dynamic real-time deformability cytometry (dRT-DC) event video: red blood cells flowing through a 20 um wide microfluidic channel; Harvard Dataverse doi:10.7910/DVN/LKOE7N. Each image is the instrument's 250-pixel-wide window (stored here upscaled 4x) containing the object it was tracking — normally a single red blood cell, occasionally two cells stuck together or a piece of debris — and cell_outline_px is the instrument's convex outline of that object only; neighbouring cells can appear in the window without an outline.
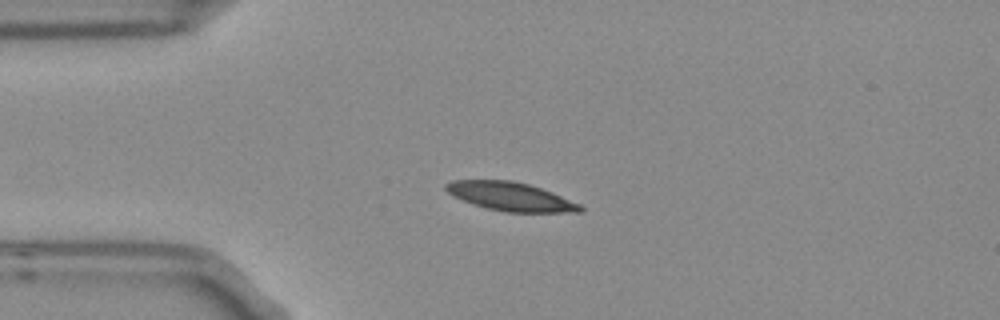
{"species": "Egyptian fruit bat (a non-hibernating species)", "species_latin": "Rousettus aegyptiacus", "temperature_condition": "room temperature", "stored_images_in_passage": 5, "camera_frame_rate_fps": 3000, "um_per_image_px": 0.085, "frame": {"image": 1, "passage_image": 2, "time_ms": 0.333, "image_size_px": [1000, 320], "cell_outline_px": [[584, 212], [504, 212], [472, 204], [452, 196], [444, 188], [444, 184], [452, 180], [512, 180], [528, 184], [552, 192], [580, 204], [584, 208]], "centroid_in_image_um": [43.38, 16.7], "position_along_channel_um": 41.6, "area_um2": 22.43}}
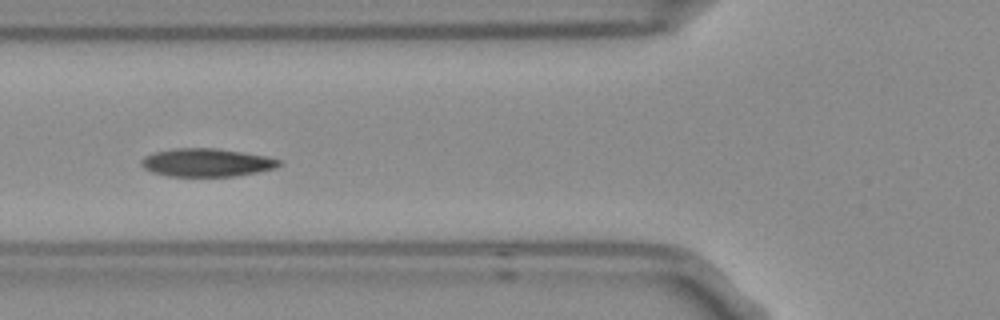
{"frame": {"image": 2, "passage_image": 4, "time_ms": 1.0, "image_size_px": [1000, 320], "cell_outline_px": [[280, 164], [276, 168], [236, 176], [168, 176], [152, 172], [144, 168], [140, 164], [140, 160], [144, 156], [152, 152], [176, 148], [216, 148], [264, 156], [280, 160]], "centroid_in_image_um": [17.5, 13.81], "position_along_channel_um": 108.3, "area_um2": 22.48}}